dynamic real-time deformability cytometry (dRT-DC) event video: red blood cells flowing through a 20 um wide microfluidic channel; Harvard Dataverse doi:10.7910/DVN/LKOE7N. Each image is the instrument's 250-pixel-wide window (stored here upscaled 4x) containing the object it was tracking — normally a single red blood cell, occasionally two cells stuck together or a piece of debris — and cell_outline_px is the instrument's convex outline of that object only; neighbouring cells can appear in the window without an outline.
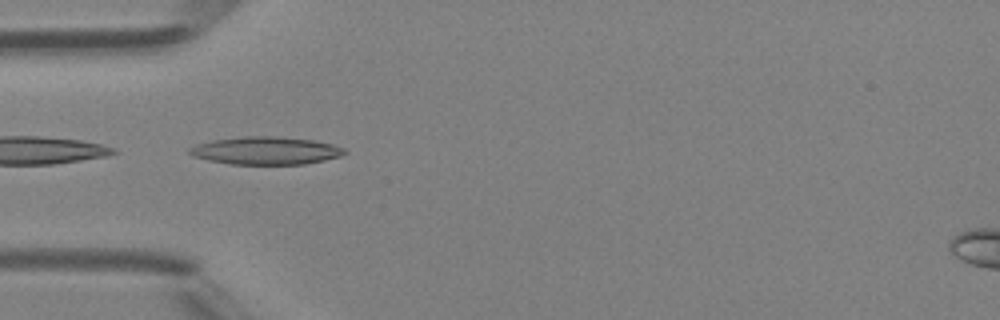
{"species": "Egyptian fruit bat (a non-hibernating species)", "species_latin": "Rousettus aegyptiacus", "temperature_condition": "room temperature", "stored_images_in_passage": 21, "camera_frame_rate_fps": 3000, "um_per_image_px": 0.085, "animal": {"sex": "female"}, "frame": {"image": 1, "passage_image": 1, "time_ms": 0.0, "image_size_px": [1000, 320], "cell_outline_px": [[348, 152], [340, 156], [324, 160], [304, 164], [232, 164], [208, 160], [192, 156], [188, 152], [188, 148], [196, 144], [212, 140], [244, 136], [276, 136], [312, 140], [332, 144], [344, 148]], "centroid_in_image_um": [22.57, 12.8], "position_along_channel_um": 62.4, "area_um2": 25.09}}
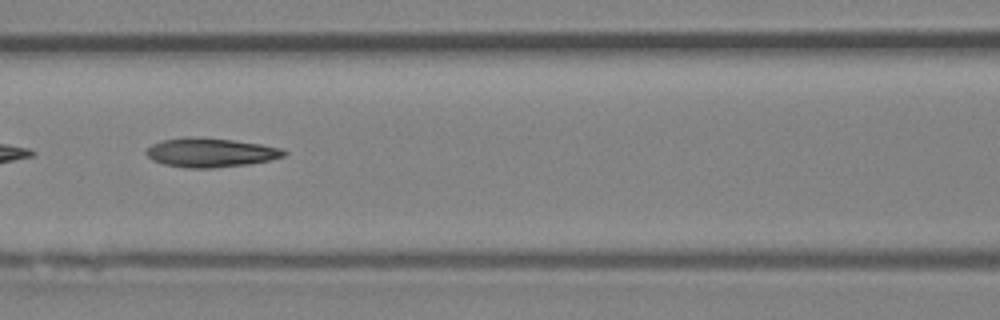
{"frame": {"image": 2, "passage_image": 7, "time_ms": 2.0, "image_size_px": [1000, 320], "cell_outline_px": [[288, 152], [284, 156], [268, 160], [248, 164], [212, 168], [184, 168], [164, 164], [152, 160], [144, 152], [152, 144], [164, 140], [184, 136], [200, 136], [232, 140], [260, 144], [280, 148]], "centroid_in_image_um": [17.86, 12.96], "position_along_channel_um": 148.7, "area_um2": 23.41}}
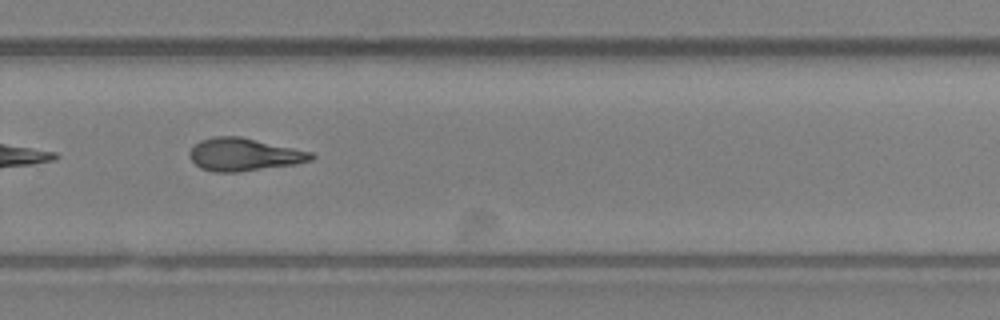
{"frame": {"image": 3, "passage_image": 18, "time_ms": 5.667, "image_size_px": [1000, 320], "cell_outline_px": [[316, 156], [312, 160], [296, 164], [240, 172], [212, 172], [200, 168], [192, 160], [188, 152], [200, 140], [212, 136], [240, 136], [312, 152]], "centroid_in_image_um": [20.74, 13.14], "position_along_channel_um": 309.1, "area_um2": 23.29}}